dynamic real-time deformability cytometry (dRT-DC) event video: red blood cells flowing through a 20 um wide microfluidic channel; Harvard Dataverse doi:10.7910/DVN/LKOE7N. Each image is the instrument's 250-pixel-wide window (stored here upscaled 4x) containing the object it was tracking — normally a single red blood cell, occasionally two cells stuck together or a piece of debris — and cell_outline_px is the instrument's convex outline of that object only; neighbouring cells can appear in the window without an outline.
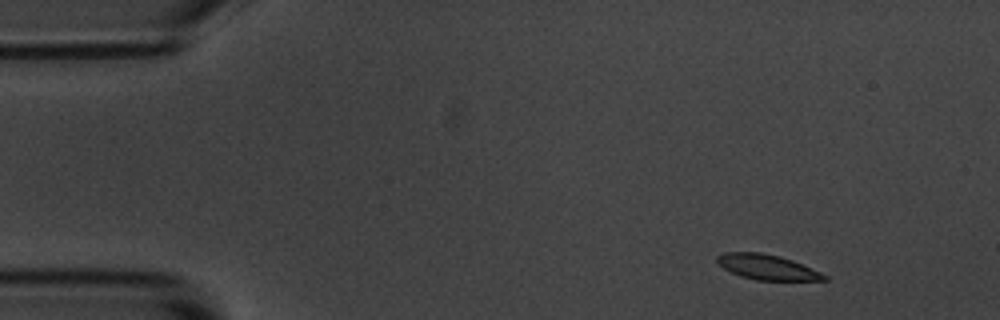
{"species": "common noctule bat (a hibernating species)", "species_latin": "Nyctalus noctula", "temperature_condition": "room temperature", "stored_images_in_passage": 4, "camera_frame_rate_fps": 3000, "um_per_image_px": 0.085, "animal": {"sex": "male", "body_mass_g": 20.1, "forearm_length_mm": 53.5}, "frame": {"image": 1, "passage_image": 1, "time_ms": 0.0, "image_size_px": [1000, 320], "cell_outline_px": [[828, 280], [756, 280], [740, 276], [724, 268], [716, 260], [716, 256], [724, 252], [760, 252], [780, 256], [792, 260], [820, 272], [828, 276]], "centroid_in_image_um": [65.2, 22.7], "position_along_channel_um": 19.8, "area_um2": 15.55}}
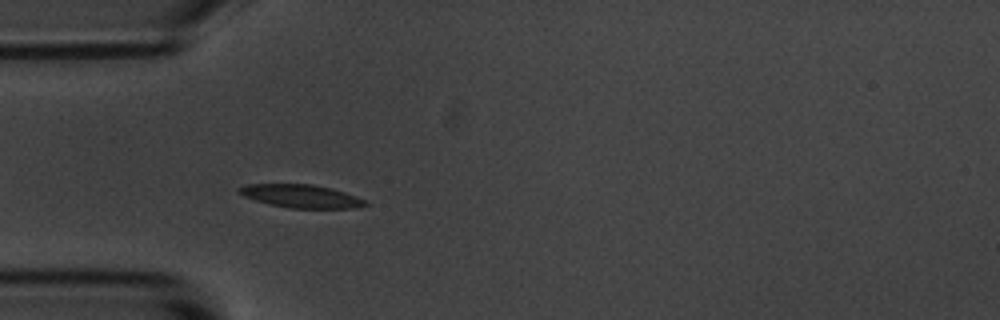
{"frame": {"image": 2, "passage_image": 4, "time_ms": 3.333, "image_size_px": [1000, 320], "cell_outline_px": [[368, 204], [352, 208], [288, 208], [268, 204], [244, 196], [236, 192], [236, 188], [248, 184], [312, 184], [344, 192], [356, 196], [364, 200]], "centroid_in_image_um": [25.52, 16.67], "position_along_channel_um": 59.5, "area_um2": 16.88}}